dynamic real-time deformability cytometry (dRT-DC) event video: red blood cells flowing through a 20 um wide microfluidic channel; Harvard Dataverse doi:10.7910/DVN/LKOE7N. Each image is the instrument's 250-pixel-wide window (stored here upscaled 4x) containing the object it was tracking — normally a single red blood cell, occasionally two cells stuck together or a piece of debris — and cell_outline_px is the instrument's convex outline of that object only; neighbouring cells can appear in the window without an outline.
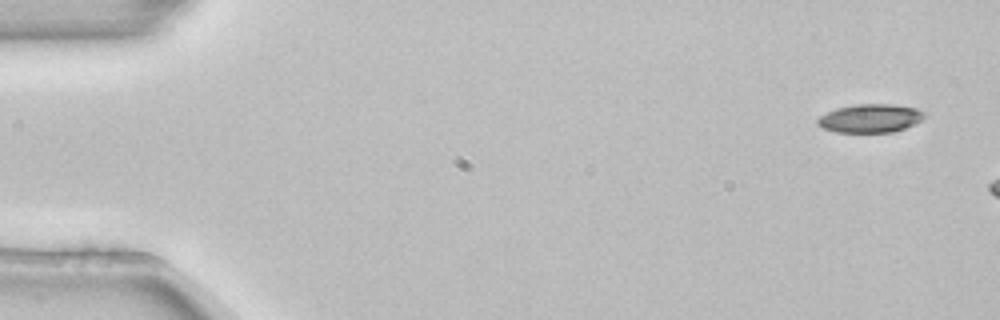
{"species": "common noctule bat (a hibernating species)", "species_latin": "Nyctalus noctula", "temperature_condition": "room temperature", "stored_images_in_passage": 3, "camera_frame_rate_fps": 3000, "um_per_image_px": 0.085, "animal": {"sex": "female", "body_mass_g": 22.7, "forearm_length_mm": 54.2}, "frame": {"image": 1, "passage_image": 1, "time_ms": 0.0, "image_size_px": [1000, 320], "cell_outline_px": [[924, 116], [920, 120], [904, 128], [892, 132], [836, 132], [824, 128], [816, 124], [816, 120], [820, 116], [836, 108], [856, 104], [888, 104], [916, 108], [924, 112]], "centroid_in_image_um": [73.93, 10.05], "position_along_channel_um": 11.1, "area_um2": 17.46}}